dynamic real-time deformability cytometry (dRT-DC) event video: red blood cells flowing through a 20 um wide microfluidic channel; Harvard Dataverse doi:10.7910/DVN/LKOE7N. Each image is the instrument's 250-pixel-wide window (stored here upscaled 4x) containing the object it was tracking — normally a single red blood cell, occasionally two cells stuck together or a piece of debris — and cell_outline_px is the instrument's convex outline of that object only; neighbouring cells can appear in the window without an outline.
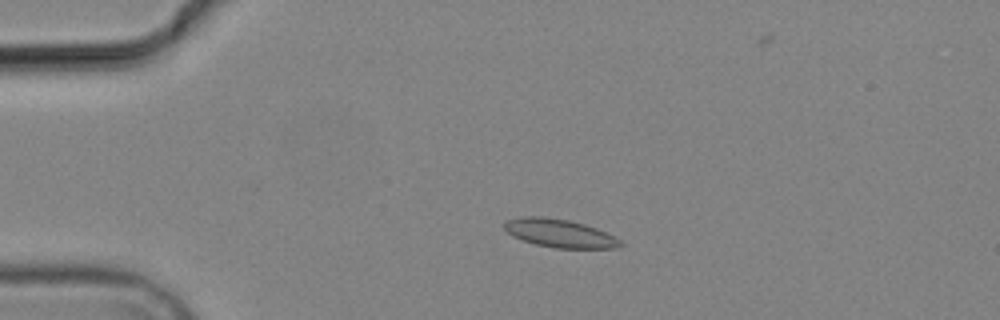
{"species": "common noctule bat (a hibernating species)", "species_latin": "Nyctalus noctula", "temperature_condition": "cold", "stored_images_in_passage": 3, "camera_frame_rate_fps": 3000, "um_per_image_px": 0.085, "animal": {"sex": "male", "body_mass_g": 19.2, "forearm_length_mm": 51.8}, "frame": {"image": 1, "passage_image": 2, "time_ms": 1.333, "image_size_px": [1000, 320], "cell_outline_px": [[624, 244], [616, 248], [556, 248], [536, 244], [512, 236], [504, 228], [504, 224], [508, 220], [524, 216], [540, 216], [568, 220], [584, 224], [596, 228], [620, 240]], "centroid_in_image_um": [47.56, 19.83], "position_along_channel_um": 37.4, "area_um2": 18.79}}